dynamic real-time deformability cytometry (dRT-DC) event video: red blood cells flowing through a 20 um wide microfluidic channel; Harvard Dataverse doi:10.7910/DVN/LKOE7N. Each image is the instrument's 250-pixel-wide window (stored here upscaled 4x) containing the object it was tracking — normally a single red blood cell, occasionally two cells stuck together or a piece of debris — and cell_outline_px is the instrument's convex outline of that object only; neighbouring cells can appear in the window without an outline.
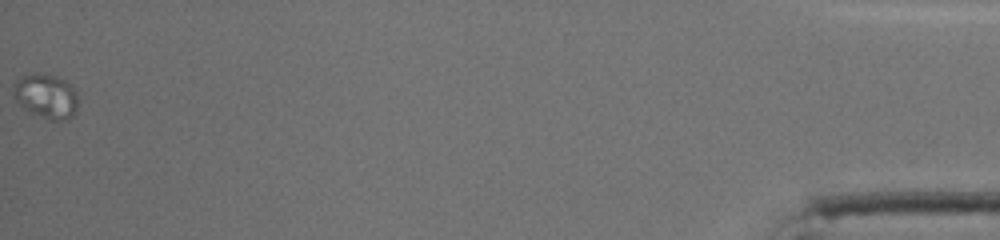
{"species": "human", "species_latin": "Homo sapiens", "temperature_condition": "cold", "stored_images_in_passage": 38, "camera_frame_rate_fps": 3000, "um_per_image_px": 0.085, "donor": {"sex": "male"}, "frame": {"image": 1, "passage_image": 38, "time_ms": 12.333, "image_size_px": [1000, 240], "cell_outline_px": [[76, 112], [68, 120], [48, 120], [24, 108], [16, 100], [12, 88], [12, 84], [16, 80], [32, 72], [44, 72], [56, 76], [64, 80], [76, 92]], "centroid_in_image_um": [3.89, 8.15], "position_along_channel_um": 431.3, "area_um2": 16.76}}